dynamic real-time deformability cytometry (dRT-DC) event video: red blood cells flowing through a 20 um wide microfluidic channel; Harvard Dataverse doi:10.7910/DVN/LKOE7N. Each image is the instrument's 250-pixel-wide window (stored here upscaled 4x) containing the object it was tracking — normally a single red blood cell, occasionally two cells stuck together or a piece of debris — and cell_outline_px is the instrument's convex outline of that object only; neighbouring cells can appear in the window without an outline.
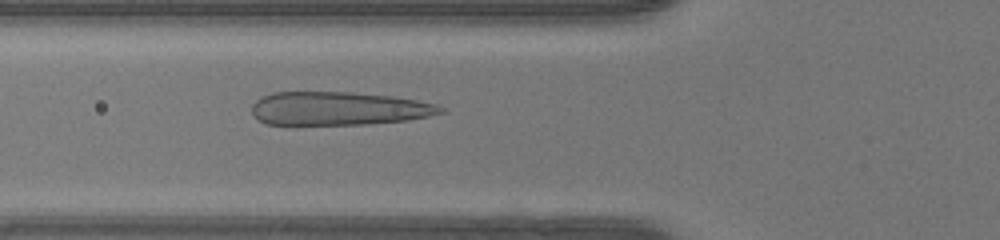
{"species": "human", "species_latin": "Homo sapiens", "temperature_condition": "warm", "stored_images_in_passage": 48, "camera_frame_rate_fps": 3000, "um_per_image_px": 0.085, "donor": {"sex": "female"}, "frame": {"image": 1, "passage_image": 17, "time_ms": 5.333, "image_size_px": [1000, 240], "cell_outline_px": [[444, 112], [428, 116], [408, 120], [368, 124], [268, 124], [260, 120], [252, 112], [252, 104], [260, 96], [272, 92], [352, 92], [392, 96], [416, 100], [436, 104], [444, 108]], "centroid_in_image_um": [28.78, 9.21], "position_along_channel_um": 97.0, "area_um2": 36.7}}
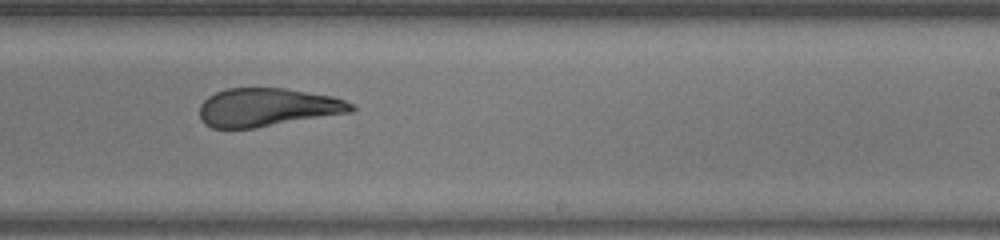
{"frame": {"image": 2, "passage_image": 29, "time_ms": 9.333, "image_size_px": [1000, 240], "cell_outline_px": [[356, 108], [352, 112], [256, 128], [212, 128], [204, 124], [200, 120], [200, 104], [208, 96], [216, 92], [228, 88], [284, 88], [332, 96], [344, 100], [352, 104]], "centroid_in_image_um": [22.71, 9.13], "position_along_channel_um": 266.3, "area_um2": 33.93}}
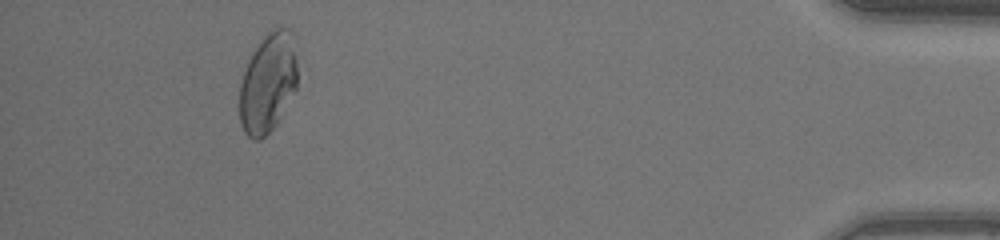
{"frame": {"image": 3, "passage_image": 44, "time_ms": 14.333, "image_size_px": [1000, 240], "cell_outline_px": [[296, 88], [276, 124], [260, 140], [252, 140], [244, 132], [240, 124], [240, 84], [248, 60], [252, 52], [260, 40], [272, 28], [292, 28], [296, 36]], "centroid_in_image_um": [22.79, 6.99], "position_along_channel_um": 412.4, "area_um2": 33.87}}